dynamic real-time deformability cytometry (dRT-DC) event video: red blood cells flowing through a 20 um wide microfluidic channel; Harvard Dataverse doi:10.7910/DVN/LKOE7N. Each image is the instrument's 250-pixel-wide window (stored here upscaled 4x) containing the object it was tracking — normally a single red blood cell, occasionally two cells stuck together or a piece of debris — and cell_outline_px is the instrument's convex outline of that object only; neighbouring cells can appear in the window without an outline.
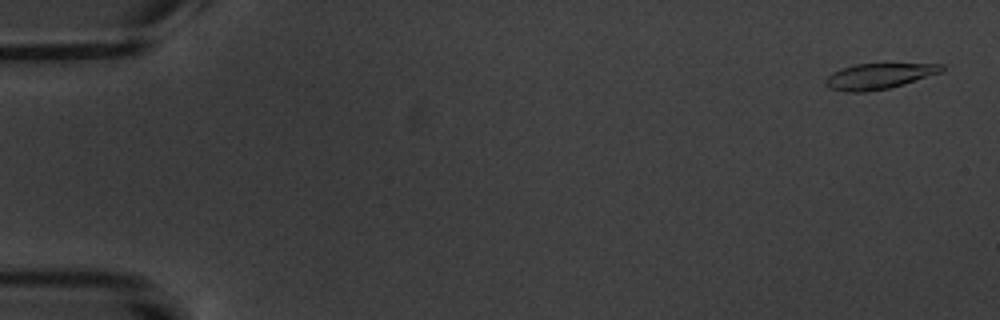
{"species": "common noctule bat (a hibernating species)", "species_latin": "Nyctalus noctula", "temperature_condition": "warm", "stored_images_in_passage": 7, "camera_frame_rate_fps": 3000, "um_per_image_px": 0.085, "animal": {"sex": "male", "body_mass_g": 20.1, "forearm_length_mm": 53.5}, "frame": {"image": 1, "passage_image": 1, "time_ms": 0.0, "image_size_px": [1000, 320], "cell_outline_px": [[944, 68], [940, 72], [904, 84], [888, 88], [868, 92], [844, 92], [832, 88], [824, 84], [824, 80], [832, 72], [840, 68], [856, 64], [944, 64]], "centroid_in_image_um": [74.65, 6.48], "position_along_channel_um": 10.4, "area_um2": 17.22}}
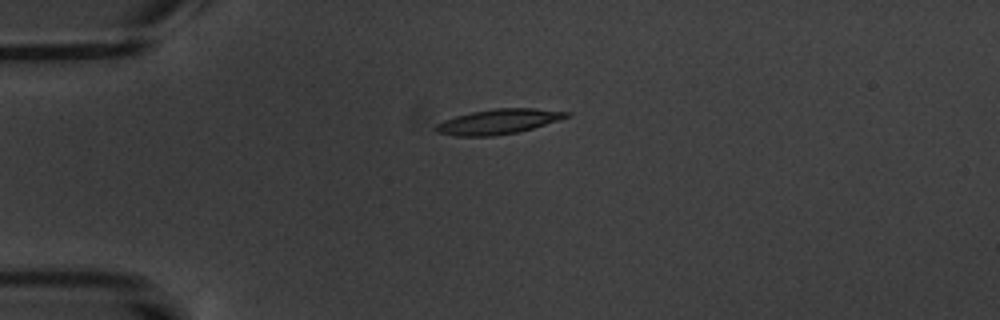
{"frame": {"image": 2, "passage_image": 5, "time_ms": 4.333, "image_size_px": [1000, 320], "cell_outline_px": [[572, 116], [560, 120], [532, 128], [516, 132], [492, 136], [456, 136], [436, 132], [432, 128], [436, 124], [444, 120], [456, 116], [472, 112], [496, 108], [536, 108], [572, 112]], "centroid_in_image_um": [42.38, 10.33], "position_along_channel_um": 42.6, "area_um2": 19.07}}